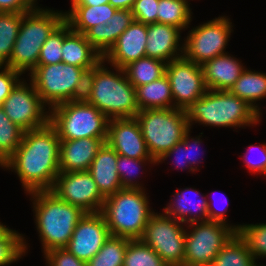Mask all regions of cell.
<instances>
[{
    "instance_id": "obj_50",
    "label": "cell",
    "mask_w": 266,
    "mask_h": 266,
    "mask_svg": "<svg viewBox=\"0 0 266 266\" xmlns=\"http://www.w3.org/2000/svg\"><path fill=\"white\" fill-rule=\"evenodd\" d=\"M109 3L117 10H131L135 0H109Z\"/></svg>"
},
{
    "instance_id": "obj_29",
    "label": "cell",
    "mask_w": 266,
    "mask_h": 266,
    "mask_svg": "<svg viewBox=\"0 0 266 266\" xmlns=\"http://www.w3.org/2000/svg\"><path fill=\"white\" fill-rule=\"evenodd\" d=\"M211 266H266L256 262L245 242L236 233L219 251Z\"/></svg>"
},
{
    "instance_id": "obj_1",
    "label": "cell",
    "mask_w": 266,
    "mask_h": 266,
    "mask_svg": "<svg viewBox=\"0 0 266 266\" xmlns=\"http://www.w3.org/2000/svg\"><path fill=\"white\" fill-rule=\"evenodd\" d=\"M59 154L60 139L48 123L24 132L21 144L0 168L17 174L25 194L52 190L60 172Z\"/></svg>"
},
{
    "instance_id": "obj_42",
    "label": "cell",
    "mask_w": 266,
    "mask_h": 266,
    "mask_svg": "<svg viewBox=\"0 0 266 266\" xmlns=\"http://www.w3.org/2000/svg\"><path fill=\"white\" fill-rule=\"evenodd\" d=\"M95 80V66L85 69L75 86L73 95L69 102H89Z\"/></svg>"
},
{
    "instance_id": "obj_6",
    "label": "cell",
    "mask_w": 266,
    "mask_h": 266,
    "mask_svg": "<svg viewBox=\"0 0 266 266\" xmlns=\"http://www.w3.org/2000/svg\"><path fill=\"white\" fill-rule=\"evenodd\" d=\"M144 189L123 188L105 198L100 213L110 234L131 240L140 239L155 212Z\"/></svg>"
},
{
    "instance_id": "obj_30",
    "label": "cell",
    "mask_w": 266,
    "mask_h": 266,
    "mask_svg": "<svg viewBox=\"0 0 266 266\" xmlns=\"http://www.w3.org/2000/svg\"><path fill=\"white\" fill-rule=\"evenodd\" d=\"M166 64L161 60L146 56L131 62L124 68V71L129 82L136 88L164 76Z\"/></svg>"
},
{
    "instance_id": "obj_8",
    "label": "cell",
    "mask_w": 266,
    "mask_h": 266,
    "mask_svg": "<svg viewBox=\"0 0 266 266\" xmlns=\"http://www.w3.org/2000/svg\"><path fill=\"white\" fill-rule=\"evenodd\" d=\"M49 123L60 140L108 136L109 119L88 102H65L50 109Z\"/></svg>"
},
{
    "instance_id": "obj_51",
    "label": "cell",
    "mask_w": 266,
    "mask_h": 266,
    "mask_svg": "<svg viewBox=\"0 0 266 266\" xmlns=\"http://www.w3.org/2000/svg\"><path fill=\"white\" fill-rule=\"evenodd\" d=\"M71 6H98L109 3V0H70Z\"/></svg>"
},
{
    "instance_id": "obj_16",
    "label": "cell",
    "mask_w": 266,
    "mask_h": 266,
    "mask_svg": "<svg viewBox=\"0 0 266 266\" xmlns=\"http://www.w3.org/2000/svg\"><path fill=\"white\" fill-rule=\"evenodd\" d=\"M110 236L107 223L100 212L86 213L77 223L65 248L76 258L87 263Z\"/></svg>"
},
{
    "instance_id": "obj_18",
    "label": "cell",
    "mask_w": 266,
    "mask_h": 266,
    "mask_svg": "<svg viewBox=\"0 0 266 266\" xmlns=\"http://www.w3.org/2000/svg\"><path fill=\"white\" fill-rule=\"evenodd\" d=\"M147 24L133 21L103 56L105 63L124 69L131 62L146 57Z\"/></svg>"
},
{
    "instance_id": "obj_5",
    "label": "cell",
    "mask_w": 266,
    "mask_h": 266,
    "mask_svg": "<svg viewBox=\"0 0 266 266\" xmlns=\"http://www.w3.org/2000/svg\"><path fill=\"white\" fill-rule=\"evenodd\" d=\"M88 103L109 120L135 118L139 112L135 87L124 69L111 65L109 68L103 59L95 65L94 86Z\"/></svg>"
},
{
    "instance_id": "obj_31",
    "label": "cell",
    "mask_w": 266,
    "mask_h": 266,
    "mask_svg": "<svg viewBox=\"0 0 266 266\" xmlns=\"http://www.w3.org/2000/svg\"><path fill=\"white\" fill-rule=\"evenodd\" d=\"M154 165H157V161L154 158L133 159L123 155H118L116 168L122 188L146 190L147 188L146 186L144 187V183H142L143 181L140 173L142 172V175L146 174L148 171L146 170V166H148L149 170H151L152 166L154 167ZM138 178H141V181H139Z\"/></svg>"
},
{
    "instance_id": "obj_17",
    "label": "cell",
    "mask_w": 266,
    "mask_h": 266,
    "mask_svg": "<svg viewBox=\"0 0 266 266\" xmlns=\"http://www.w3.org/2000/svg\"><path fill=\"white\" fill-rule=\"evenodd\" d=\"M106 142L118 155L133 159L153 158L136 118L110 119Z\"/></svg>"
},
{
    "instance_id": "obj_3",
    "label": "cell",
    "mask_w": 266,
    "mask_h": 266,
    "mask_svg": "<svg viewBox=\"0 0 266 266\" xmlns=\"http://www.w3.org/2000/svg\"><path fill=\"white\" fill-rule=\"evenodd\" d=\"M40 7L38 4L22 14L20 29L7 67L28 74L37 66L41 47L51 33L65 20L63 10Z\"/></svg>"
},
{
    "instance_id": "obj_35",
    "label": "cell",
    "mask_w": 266,
    "mask_h": 266,
    "mask_svg": "<svg viewBox=\"0 0 266 266\" xmlns=\"http://www.w3.org/2000/svg\"><path fill=\"white\" fill-rule=\"evenodd\" d=\"M123 266H169L161 257L140 239L130 240L124 256Z\"/></svg>"
},
{
    "instance_id": "obj_39",
    "label": "cell",
    "mask_w": 266,
    "mask_h": 266,
    "mask_svg": "<svg viewBox=\"0 0 266 266\" xmlns=\"http://www.w3.org/2000/svg\"><path fill=\"white\" fill-rule=\"evenodd\" d=\"M246 148L247 150L245 151L246 153L243 154L242 160L244 161L243 164L245 165L246 169L250 172L249 174H255L266 177V143H259V145L251 144L248 145ZM253 150L258 151L256 152L258 153L256 159L254 157H252L254 159L249 158V156L251 155L250 153Z\"/></svg>"
},
{
    "instance_id": "obj_11",
    "label": "cell",
    "mask_w": 266,
    "mask_h": 266,
    "mask_svg": "<svg viewBox=\"0 0 266 266\" xmlns=\"http://www.w3.org/2000/svg\"><path fill=\"white\" fill-rule=\"evenodd\" d=\"M186 225L164 212H154L140 240L169 266H184Z\"/></svg>"
},
{
    "instance_id": "obj_48",
    "label": "cell",
    "mask_w": 266,
    "mask_h": 266,
    "mask_svg": "<svg viewBox=\"0 0 266 266\" xmlns=\"http://www.w3.org/2000/svg\"><path fill=\"white\" fill-rule=\"evenodd\" d=\"M212 193L214 195V193H216V191L210 192V194H212ZM224 198L225 199H223V201H225L226 204L229 205V203H228L229 200L227 199V196L224 197ZM209 199L210 198H207L208 221L224 223V224H226L228 226H231L237 232L239 230L241 224H236V225L233 224V223L230 224L231 221H229V219L227 218L228 215L226 213L228 211V206L226 205V206H222L223 208H218L216 206L219 205V204L216 205V203H214V202H217V200H218V202H220L219 201L220 198H218L216 200H215V198H212L211 200H209Z\"/></svg>"
},
{
    "instance_id": "obj_44",
    "label": "cell",
    "mask_w": 266,
    "mask_h": 266,
    "mask_svg": "<svg viewBox=\"0 0 266 266\" xmlns=\"http://www.w3.org/2000/svg\"><path fill=\"white\" fill-rule=\"evenodd\" d=\"M84 35L102 57L109 51V30L106 23L88 29Z\"/></svg>"
},
{
    "instance_id": "obj_45",
    "label": "cell",
    "mask_w": 266,
    "mask_h": 266,
    "mask_svg": "<svg viewBox=\"0 0 266 266\" xmlns=\"http://www.w3.org/2000/svg\"><path fill=\"white\" fill-rule=\"evenodd\" d=\"M46 266H87L86 262L79 260L66 248H56L43 255Z\"/></svg>"
},
{
    "instance_id": "obj_12",
    "label": "cell",
    "mask_w": 266,
    "mask_h": 266,
    "mask_svg": "<svg viewBox=\"0 0 266 266\" xmlns=\"http://www.w3.org/2000/svg\"><path fill=\"white\" fill-rule=\"evenodd\" d=\"M84 68L63 62L37 65L27 77L33 83L43 103L53 108L69 102Z\"/></svg>"
},
{
    "instance_id": "obj_34",
    "label": "cell",
    "mask_w": 266,
    "mask_h": 266,
    "mask_svg": "<svg viewBox=\"0 0 266 266\" xmlns=\"http://www.w3.org/2000/svg\"><path fill=\"white\" fill-rule=\"evenodd\" d=\"M24 131L15 125L0 106V167L21 144Z\"/></svg>"
},
{
    "instance_id": "obj_10",
    "label": "cell",
    "mask_w": 266,
    "mask_h": 266,
    "mask_svg": "<svg viewBox=\"0 0 266 266\" xmlns=\"http://www.w3.org/2000/svg\"><path fill=\"white\" fill-rule=\"evenodd\" d=\"M237 232L224 223L204 221L186 225L184 266H211Z\"/></svg>"
},
{
    "instance_id": "obj_32",
    "label": "cell",
    "mask_w": 266,
    "mask_h": 266,
    "mask_svg": "<svg viewBox=\"0 0 266 266\" xmlns=\"http://www.w3.org/2000/svg\"><path fill=\"white\" fill-rule=\"evenodd\" d=\"M23 13L0 12V66L9 64Z\"/></svg>"
},
{
    "instance_id": "obj_26",
    "label": "cell",
    "mask_w": 266,
    "mask_h": 266,
    "mask_svg": "<svg viewBox=\"0 0 266 266\" xmlns=\"http://www.w3.org/2000/svg\"><path fill=\"white\" fill-rule=\"evenodd\" d=\"M117 11L110 3L98 6H71L65 10V21L71 29L84 34L100 23H107Z\"/></svg>"
},
{
    "instance_id": "obj_4",
    "label": "cell",
    "mask_w": 266,
    "mask_h": 266,
    "mask_svg": "<svg viewBox=\"0 0 266 266\" xmlns=\"http://www.w3.org/2000/svg\"><path fill=\"white\" fill-rule=\"evenodd\" d=\"M185 111L190 129L195 124L218 129L256 126V110L229 90H207Z\"/></svg>"
},
{
    "instance_id": "obj_43",
    "label": "cell",
    "mask_w": 266,
    "mask_h": 266,
    "mask_svg": "<svg viewBox=\"0 0 266 266\" xmlns=\"http://www.w3.org/2000/svg\"><path fill=\"white\" fill-rule=\"evenodd\" d=\"M175 157V161L170 159V157ZM170 159L172 163L174 164V169L176 170H188L187 172H191L192 174L195 173V171L190 167L189 161H188V155H187V145L180 141L179 143L175 144L168 152L164 153L158 160L157 165L160 163H165L167 159Z\"/></svg>"
},
{
    "instance_id": "obj_27",
    "label": "cell",
    "mask_w": 266,
    "mask_h": 266,
    "mask_svg": "<svg viewBox=\"0 0 266 266\" xmlns=\"http://www.w3.org/2000/svg\"><path fill=\"white\" fill-rule=\"evenodd\" d=\"M135 90L139 111L174 108L171 85L166 75L149 84L138 86Z\"/></svg>"
},
{
    "instance_id": "obj_2",
    "label": "cell",
    "mask_w": 266,
    "mask_h": 266,
    "mask_svg": "<svg viewBox=\"0 0 266 266\" xmlns=\"http://www.w3.org/2000/svg\"><path fill=\"white\" fill-rule=\"evenodd\" d=\"M30 196L35 230L44 255L56 248H65L77 223L86 214L82 209L61 200L51 190L35 191Z\"/></svg>"
},
{
    "instance_id": "obj_19",
    "label": "cell",
    "mask_w": 266,
    "mask_h": 266,
    "mask_svg": "<svg viewBox=\"0 0 266 266\" xmlns=\"http://www.w3.org/2000/svg\"><path fill=\"white\" fill-rule=\"evenodd\" d=\"M183 31L175 26L152 23L147 25L146 56L165 63L183 56ZM182 41V42H181Z\"/></svg>"
},
{
    "instance_id": "obj_41",
    "label": "cell",
    "mask_w": 266,
    "mask_h": 266,
    "mask_svg": "<svg viewBox=\"0 0 266 266\" xmlns=\"http://www.w3.org/2000/svg\"><path fill=\"white\" fill-rule=\"evenodd\" d=\"M159 0H135L131 9L134 20L144 24L157 23Z\"/></svg>"
},
{
    "instance_id": "obj_21",
    "label": "cell",
    "mask_w": 266,
    "mask_h": 266,
    "mask_svg": "<svg viewBox=\"0 0 266 266\" xmlns=\"http://www.w3.org/2000/svg\"><path fill=\"white\" fill-rule=\"evenodd\" d=\"M104 143L101 138L60 140V172L88 171Z\"/></svg>"
},
{
    "instance_id": "obj_14",
    "label": "cell",
    "mask_w": 266,
    "mask_h": 266,
    "mask_svg": "<svg viewBox=\"0 0 266 266\" xmlns=\"http://www.w3.org/2000/svg\"><path fill=\"white\" fill-rule=\"evenodd\" d=\"M165 75L171 85L174 108L176 109L186 110L208 90L202 66L184 56L167 63Z\"/></svg>"
},
{
    "instance_id": "obj_36",
    "label": "cell",
    "mask_w": 266,
    "mask_h": 266,
    "mask_svg": "<svg viewBox=\"0 0 266 266\" xmlns=\"http://www.w3.org/2000/svg\"><path fill=\"white\" fill-rule=\"evenodd\" d=\"M237 234L245 242L256 262L260 258L266 259V223H243Z\"/></svg>"
},
{
    "instance_id": "obj_9",
    "label": "cell",
    "mask_w": 266,
    "mask_h": 266,
    "mask_svg": "<svg viewBox=\"0 0 266 266\" xmlns=\"http://www.w3.org/2000/svg\"><path fill=\"white\" fill-rule=\"evenodd\" d=\"M229 16L219 15L189 29L184 37L183 56L198 65L226 53L234 25Z\"/></svg>"
},
{
    "instance_id": "obj_15",
    "label": "cell",
    "mask_w": 266,
    "mask_h": 266,
    "mask_svg": "<svg viewBox=\"0 0 266 266\" xmlns=\"http://www.w3.org/2000/svg\"><path fill=\"white\" fill-rule=\"evenodd\" d=\"M51 191L85 213L100 212L105 201L89 171L59 172Z\"/></svg>"
},
{
    "instance_id": "obj_40",
    "label": "cell",
    "mask_w": 266,
    "mask_h": 266,
    "mask_svg": "<svg viewBox=\"0 0 266 266\" xmlns=\"http://www.w3.org/2000/svg\"><path fill=\"white\" fill-rule=\"evenodd\" d=\"M134 21L131 10H117L113 16L107 20L109 30V50L115 44L118 37Z\"/></svg>"
},
{
    "instance_id": "obj_38",
    "label": "cell",
    "mask_w": 266,
    "mask_h": 266,
    "mask_svg": "<svg viewBox=\"0 0 266 266\" xmlns=\"http://www.w3.org/2000/svg\"><path fill=\"white\" fill-rule=\"evenodd\" d=\"M63 22L51 33L43 44L37 65H51L62 62Z\"/></svg>"
},
{
    "instance_id": "obj_7",
    "label": "cell",
    "mask_w": 266,
    "mask_h": 266,
    "mask_svg": "<svg viewBox=\"0 0 266 266\" xmlns=\"http://www.w3.org/2000/svg\"><path fill=\"white\" fill-rule=\"evenodd\" d=\"M148 151L156 161L183 140L190 129L186 111L176 108L141 110L135 116Z\"/></svg>"
},
{
    "instance_id": "obj_52",
    "label": "cell",
    "mask_w": 266,
    "mask_h": 266,
    "mask_svg": "<svg viewBox=\"0 0 266 266\" xmlns=\"http://www.w3.org/2000/svg\"><path fill=\"white\" fill-rule=\"evenodd\" d=\"M12 230L13 228L11 229L9 226L7 227L6 224L0 222V240L4 239Z\"/></svg>"
},
{
    "instance_id": "obj_22",
    "label": "cell",
    "mask_w": 266,
    "mask_h": 266,
    "mask_svg": "<svg viewBox=\"0 0 266 266\" xmlns=\"http://www.w3.org/2000/svg\"><path fill=\"white\" fill-rule=\"evenodd\" d=\"M205 85L208 90H230L246 69L241 59L230 53L216 56L202 65Z\"/></svg>"
},
{
    "instance_id": "obj_13",
    "label": "cell",
    "mask_w": 266,
    "mask_h": 266,
    "mask_svg": "<svg viewBox=\"0 0 266 266\" xmlns=\"http://www.w3.org/2000/svg\"><path fill=\"white\" fill-rule=\"evenodd\" d=\"M0 106L9 119L24 132L49 123L50 109L43 103L28 78H22Z\"/></svg>"
},
{
    "instance_id": "obj_20",
    "label": "cell",
    "mask_w": 266,
    "mask_h": 266,
    "mask_svg": "<svg viewBox=\"0 0 266 266\" xmlns=\"http://www.w3.org/2000/svg\"><path fill=\"white\" fill-rule=\"evenodd\" d=\"M172 195L170 197L172 201L170 200L162 210L166 215L185 225L208 221L207 194H201L196 188L180 187Z\"/></svg>"
},
{
    "instance_id": "obj_37",
    "label": "cell",
    "mask_w": 266,
    "mask_h": 266,
    "mask_svg": "<svg viewBox=\"0 0 266 266\" xmlns=\"http://www.w3.org/2000/svg\"><path fill=\"white\" fill-rule=\"evenodd\" d=\"M24 236L13 229L0 240V266H9L27 255L30 245Z\"/></svg>"
},
{
    "instance_id": "obj_24",
    "label": "cell",
    "mask_w": 266,
    "mask_h": 266,
    "mask_svg": "<svg viewBox=\"0 0 266 266\" xmlns=\"http://www.w3.org/2000/svg\"><path fill=\"white\" fill-rule=\"evenodd\" d=\"M117 157L115 150L105 142L88 170L105 198L123 189L116 168Z\"/></svg>"
},
{
    "instance_id": "obj_25",
    "label": "cell",
    "mask_w": 266,
    "mask_h": 266,
    "mask_svg": "<svg viewBox=\"0 0 266 266\" xmlns=\"http://www.w3.org/2000/svg\"><path fill=\"white\" fill-rule=\"evenodd\" d=\"M229 91L256 110L255 125L258 126L263 117L261 103L258 101L266 99V73L246 67Z\"/></svg>"
},
{
    "instance_id": "obj_28",
    "label": "cell",
    "mask_w": 266,
    "mask_h": 266,
    "mask_svg": "<svg viewBox=\"0 0 266 266\" xmlns=\"http://www.w3.org/2000/svg\"><path fill=\"white\" fill-rule=\"evenodd\" d=\"M190 4V0H159L157 23L188 30L193 18Z\"/></svg>"
},
{
    "instance_id": "obj_23",
    "label": "cell",
    "mask_w": 266,
    "mask_h": 266,
    "mask_svg": "<svg viewBox=\"0 0 266 266\" xmlns=\"http://www.w3.org/2000/svg\"><path fill=\"white\" fill-rule=\"evenodd\" d=\"M102 59L101 54L89 43L85 35L72 30L64 20L62 62L89 69Z\"/></svg>"
},
{
    "instance_id": "obj_47",
    "label": "cell",
    "mask_w": 266,
    "mask_h": 266,
    "mask_svg": "<svg viewBox=\"0 0 266 266\" xmlns=\"http://www.w3.org/2000/svg\"><path fill=\"white\" fill-rule=\"evenodd\" d=\"M20 72L7 66H0V105L10 95L11 90L21 80Z\"/></svg>"
},
{
    "instance_id": "obj_49",
    "label": "cell",
    "mask_w": 266,
    "mask_h": 266,
    "mask_svg": "<svg viewBox=\"0 0 266 266\" xmlns=\"http://www.w3.org/2000/svg\"><path fill=\"white\" fill-rule=\"evenodd\" d=\"M36 5L34 0H0V12L26 13Z\"/></svg>"
},
{
    "instance_id": "obj_33",
    "label": "cell",
    "mask_w": 266,
    "mask_h": 266,
    "mask_svg": "<svg viewBox=\"0 0 266 266\" xmlns=\"http://www.w3.org/2000/svg\"><path fill=\"white\" fill-rule=\"evenodd\" d=\"M131 239L111 235L87 266H123L127 244Z\"/></svg>"
},
{
    "instance_id": "obj_46",
    "label": "cell",
    "mask_w": 266,
    "mask_h": 266,
    "mask_svg": "<svg viewBox=\"0 0 266 266\" xmlns=\"http://www.w3.org/2000/svg\"><path fill=\"white\" fill-rule=\"evenodd\" d=\"M191 129H189L183 137V142L187 145V155H188V161H189V165L190 167L195 171L198 172L200 170L201 163H203L202 159L199 160V155L201 153V155L203 154V152H206L204 150L200 151L199 149V145L202 146L201 144L203 143L202 141V134L204 132H201L198 136L196 135V137H192L191 136ZM200 151V153H199ZM197 153V154H196ZM198 155V156H197ZM204 155V154H203ZM203 157V156H202ZM201 158V157H200Z\"/></svg>"
}]
</instances>
